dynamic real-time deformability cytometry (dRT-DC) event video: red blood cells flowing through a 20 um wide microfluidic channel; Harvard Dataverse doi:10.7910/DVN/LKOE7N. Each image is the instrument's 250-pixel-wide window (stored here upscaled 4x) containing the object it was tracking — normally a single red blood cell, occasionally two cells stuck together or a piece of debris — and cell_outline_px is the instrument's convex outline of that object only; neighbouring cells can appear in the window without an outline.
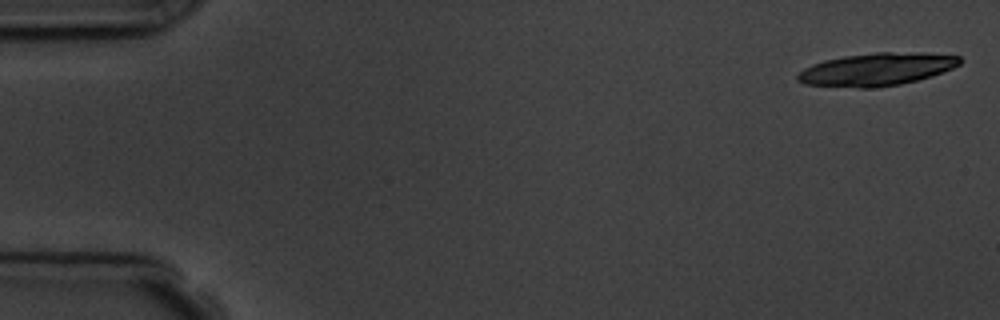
{"species": "common noctule bat (a hibernating species)", "species_latin": "Nyctalus noctula", "temperature_condition": "room temperature", "stored_images_in_passage": 4, "camera_frame_rate_fps": 3000, "um_per_image_px": 0.085, "animal": {"sex": "male", "body_mass_g": 19.5, "forearm_length_mm": 54.6}, "frame": {"image": 1, "passage_image": 1, "time_ms": 0.0, "image_size_px": [1000, 320], "cell_outline_px": [[960, 64], [952, 68], [932, 76], [900, 84], [868, 88], [860, 88], [804, 84], [796, 80], [796, 76], [804, 68], [812, 64], [824, 60], [844, 56], [876, 52], [916, 52], [960, 56]], "centroid_in_image_um": [74.49, 5.89], "position_along_channel_um": 10.5, "area_um2": 30.81}}